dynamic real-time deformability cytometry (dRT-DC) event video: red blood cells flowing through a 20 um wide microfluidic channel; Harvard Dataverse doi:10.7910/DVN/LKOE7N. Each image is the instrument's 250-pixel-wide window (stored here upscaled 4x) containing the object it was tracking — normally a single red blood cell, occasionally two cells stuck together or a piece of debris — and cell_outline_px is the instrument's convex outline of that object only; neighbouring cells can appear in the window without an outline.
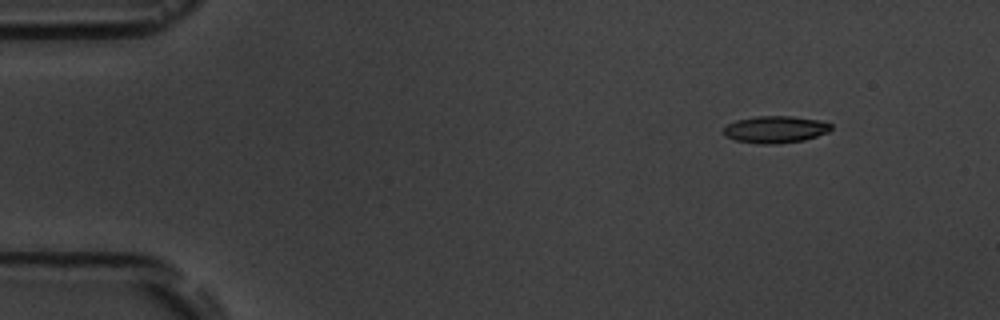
{"species": "common noctule bat (a hibernating species)", "species_latin": "Nyctalus noctula", "temperature_condition": "room temperature", "stored_images_in_passage": 4, "camera_frame_rate_fps": 3000, "um_per_image_px": 0.085, "animal": {"sex": "male", "body_mass_g": 19.5, "forearm_length_mm": 54.6}, "frame": {"image": 1, "passage_image": 1, "time_ms": 0.0, "image_size_px": [1000, 320], "cell_outline_px": [[832, 128], [828, 132], [804, 140], [776, 144], [760, 144], [736, 140], [724, 136], [724, 128], [728, 124], [736, 120], [756, 116], [792, 116], [820, 120], [832, 124]], "centroid_in_image_um": [65.91, 11.0], "position_along_channel_um": 19.1, "area_um2": 16.94}}
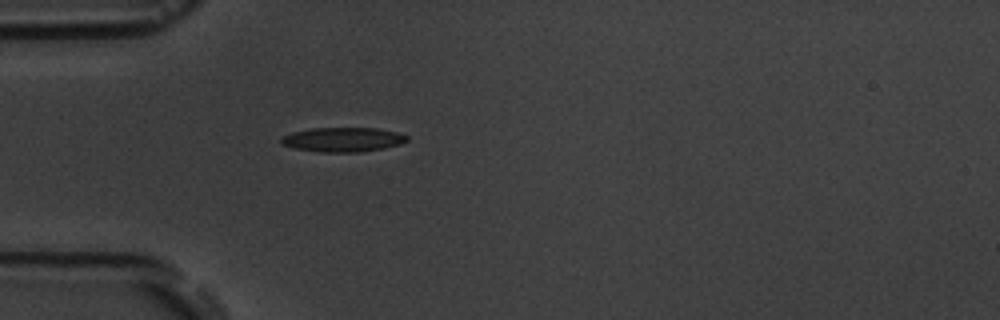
{"frame": {"image": 2, "passage_image": 4, "time_ms": 3.333, "image_size_px": [1000, 320], "cell_outline_px": [[408, 140], [400, 144], [384, 148], [360, 152], [320, 152], [296, 148], [284, 144], [280, 140], [280, 136], [292, 132], [312, 128], [376, 128], [396, 132], [408, 136]], "centroid_in_image_um": [29.15, 11.86], "position_along_channel_um": 55.9, "area_um2": 17.8}}